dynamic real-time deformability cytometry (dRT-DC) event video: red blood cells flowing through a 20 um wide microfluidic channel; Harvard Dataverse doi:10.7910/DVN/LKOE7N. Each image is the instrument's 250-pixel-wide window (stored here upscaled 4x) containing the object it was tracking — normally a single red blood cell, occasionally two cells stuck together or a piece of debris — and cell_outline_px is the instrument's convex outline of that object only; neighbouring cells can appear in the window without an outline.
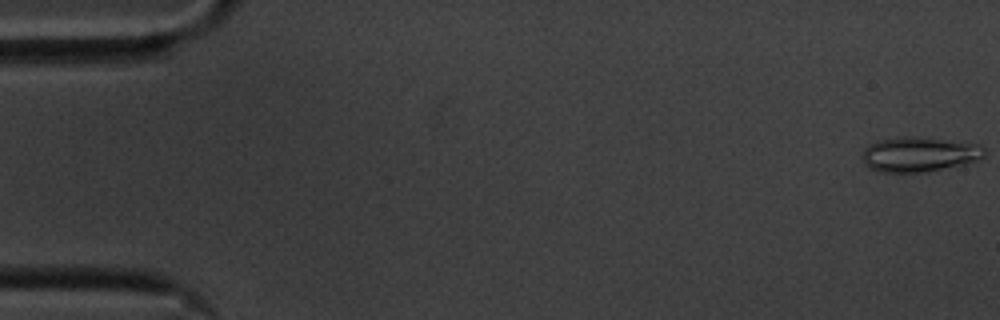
{"species": "common noctule bat (a hibernating species)", "species_latin": "Nyctalus noctula", "temperature_condition": "cold", "stored_images_in_passage": 57, "camera_frame_rate_fps": 3000, "um_per_image_px": 0.085, "animal": {"sex": "male", "body_mass_g": 20.1, "forearm_length_mm": 53.5}, "frame": {"image": 1, "passage_image": 1, "time_ms": 0.0, "image_size_px": [1000, 320], "cell_outline_px": [[984, 156], [976, 160], [964, 164], [928, 172], [884, 172], [868, 168], [864, 164], [860, 156], [864, 148], [868, 144], [880, 140], [904, 136], [920, 136], [980, 144], [984, 148]], "centroid_in_image_um": [78.1, 13.11], "position_along_channel_um": 6.9, "area_um2": 25.14}}
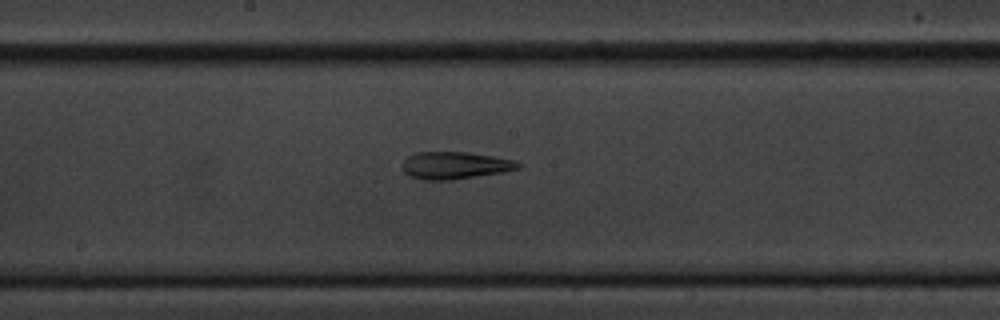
{"frame": {"image": 2, "passage_image": 30, "time_ms": 9.667, "image_size_px": [1000, 320], "cell_outline_px": [[520, 168], [504, 172], [452, 180], [424, 180], [408, 176], [404, 172], [404, 160], [408, 156], [416, 152], [468, 152], [492, 156], [512, 160], [520, 164]], "centroid_in_image_um": [38.65, 14.06], "position_along_channel_um": 209.5, "area_um2": 18.32}}
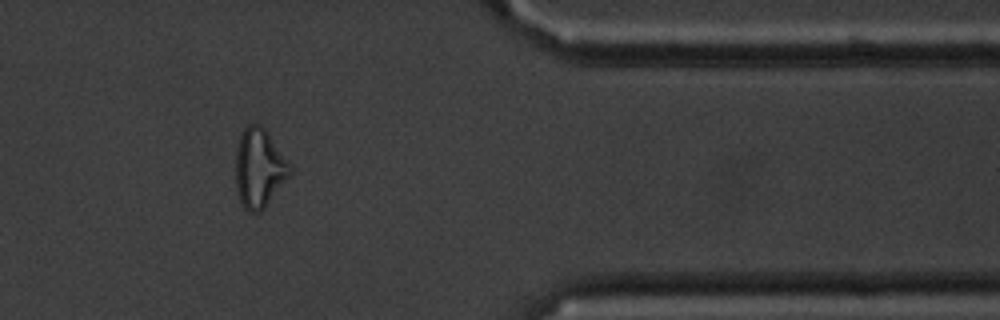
{"frame": {"image": 3, "passage_image": 47, "time_ms": 15.333, "image_size_px": [1000, 320], "cell_outline_px": [[292, 172], [264, 208], [260, 212], [248, 212], [244, 208], [240, 200], [236, 188], [236, 152], [240, 136], [244, 128], [248, 124], [260, 124], [268, 132], [292, 164]], "centroid_in_image_um": [22.05, 14.27], "position_along_channel_um": 389.4, "area_um2": 25.03}, "authors_computed_cell_mechanics": {"area_um2": 20.5768, "velocity_mm_per_s": 3.5299, "shape_relaxation_time_tau1_ms": null, "shape_relaxation_time_tau2_ms": 5.0002, "deformation_change_tau1": null, "deformation_change_tau2": 0.1747}}